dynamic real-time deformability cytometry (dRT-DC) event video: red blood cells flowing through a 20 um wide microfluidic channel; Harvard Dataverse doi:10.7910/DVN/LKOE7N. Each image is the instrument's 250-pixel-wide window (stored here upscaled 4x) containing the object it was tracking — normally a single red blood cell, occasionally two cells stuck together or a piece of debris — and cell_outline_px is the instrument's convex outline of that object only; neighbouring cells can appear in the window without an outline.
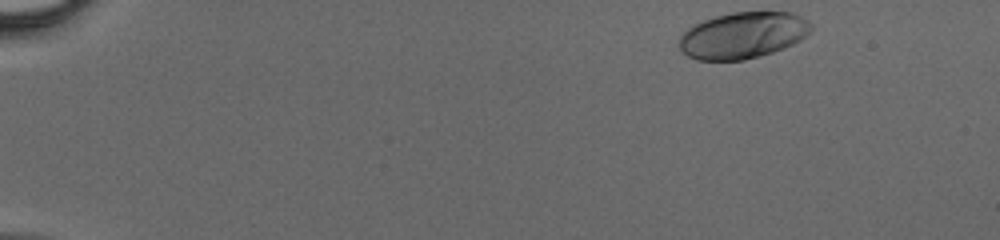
{"species": "human", "species_latin": "Homo sapiens", "temperature_condition": "cold", "stored_images_in_passage": 42, "camera_frame_rate_fps": 3000, "um_per_image_px": 0.085, "donor": {"sex": "male"}, "frame": {"image": 1, "passage_image": 1, "time_ms": 0.0, "image_size_px": [1000, 240], "cell_outline_px": [[812, 28], [800, 40], [784, 48], [760, 56], [744, 60], [696, 60], [688, 56], [680, 48], [680, 36], [688, 28], [704, 20], [716, 16], [732, 12], [792, 12], [808, 20], [812, 24]], "centroid_in_image_um": [63.16, 3.0], "position_along_channel_um": 21.8, "area_um2": 35.43}}
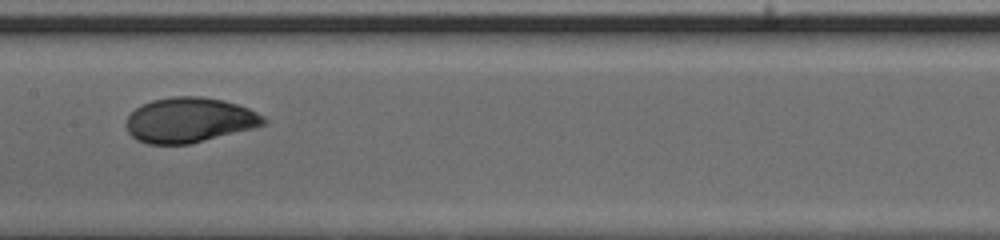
{"frame": {"image": 2, "passage_image": 21, "time_ms": 6.667, "image_size_px": [1000, 240], "cell_outline_px": [[268, 120], [264, 124], [252, 128], [188, 144], [148, 144], [136, 140], [128, 132], [124, 124], [128, 116], [136, 108], [152, 100], [172, 96], [200, 96], [224, 100], [248, 108], [264, 116]], "centroid_in_image_um": [16.06, 10.2], "position_along_channel_um": 191.3, "area_um2": 35.89}}
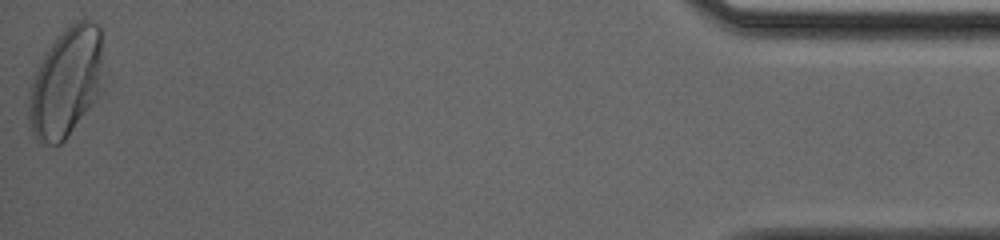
{"frame": {"image": 3, "passage_image": 42, "time_ms": 13.667, "image_size_px": [1000, 240], "cell_outline_px": [[100, 64], [96, 96], [92, 104], [68, 136], [60, 144], [40, 144], [32, 136], [28, 120], [28, 96], [36, 72], [44, 52], [76, 20], [88, 20], [96, 24], [100, 28]], "centroid_in_image_um": [5.53, 7.08], "position_along_channel_um": 429.7, "area_um2": 46.18}}